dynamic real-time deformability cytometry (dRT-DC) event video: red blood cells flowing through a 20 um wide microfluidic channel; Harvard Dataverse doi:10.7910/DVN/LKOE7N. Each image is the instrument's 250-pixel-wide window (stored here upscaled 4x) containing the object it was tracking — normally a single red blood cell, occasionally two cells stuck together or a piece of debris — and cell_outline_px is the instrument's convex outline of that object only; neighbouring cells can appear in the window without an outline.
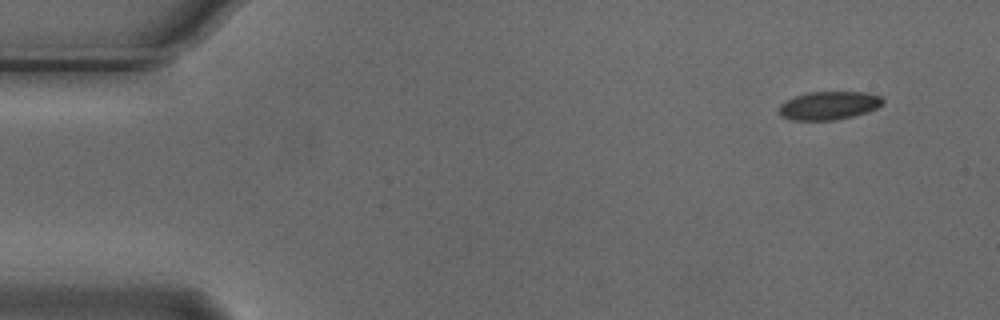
{"species": "Egyptian fruit bat (a non-hibernating species)", "species_latin": "Rousettus aegyptiacus", "temperature_condition": "cold", "stored_images_in_passage": 4, "camera_frame_rate_fps": 3000, "um_per_image_px": 0.085, "animal": {"sex": "male"}, "frame": {"image": 1, "passage_image": 1, "time_ms": 0.0, "image_size_px": [1000, 320], "cell_outline_px": [[884, 104], [868, 112], [836, 120], [792, 120], [780, 116], [780, 104], [796, 96], [808, 92], [864, 92], [880, 96], [884, 100]], "centroid_in_image_um": [70.48, 8.97], "position_along_channel_um": 14.5, "area_um2": 17.05}}
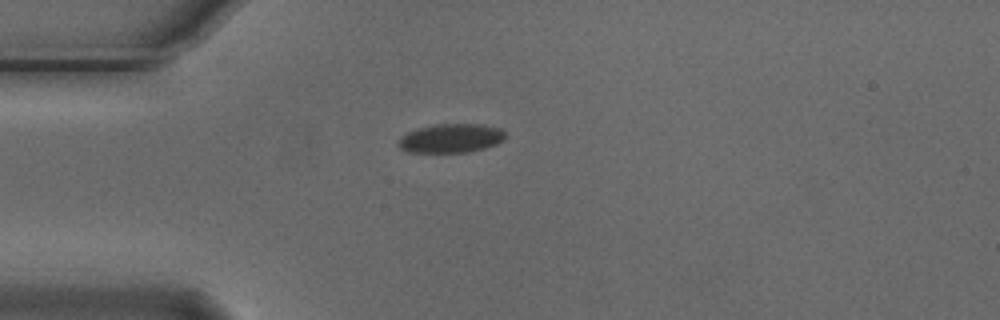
{"frame": {"image": 2, "passage_image": 4, "time_ms": 1.0, "image_size_px": [1000, 320], "cell_outline_px": [[508, 136], [504, 140], [496, 144], [484, 148], [468, 152], [408, 152], [400, 148], [396, 144], [400, 136], [416, 128], [436, 124], [480, 124], [500, 128]], "centroid_in_image_um": [38.32, 11.75], "position_along_channel_um": 46.7, "area_um2": 18.21}}